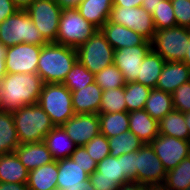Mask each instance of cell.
I'll list each match as a JSON object with an SVG mask.
<instances>
[{"label":"cell","mask_w":190,"mask_h":190,"mask_svg":"<svg viewBox=\"0 0 190 190\" xmlns=\"http://www.w3.org/2000/svg\"><path fill=\"white\" fill-rule=\"evenodd\" d=\"M42 86L37 73H6L0 81V109L13 111L38 103Z\"/></svg>","instance_id":"1"},{"label":"cell","mask_w":190,"mask_h":190,"mask_svg":"<svg viewBox=\"0 0 190 190\" xmlns=\"http://www.w3.org/2000/svg\"><path fill=\"white\" fill-rule=\"evenodd\" d=\"M76 61V48L56 42L46 43L41 47L37 74L43 83H63Z\"/></svg>","instance_id":"2"},{"label":"cell","mask_w":190,"mask_h":190,"mask_svg":"<svg viewBox=\"0 0 190 190\" xmlns=\"http://www.w3.org/2000/svg\"><path fill=\"white\" fill-rule=\"evenodd\" d=\"M20 144L44 142L55 127L49 115L36 103L12 111Z\"/></svg>","instance_id":"3"},{"label":"cell","mask_w":190,"mask_h":190,"mask_svg":"<svg viewBox=\"0 0 190 190\" xmlns=\"http://www.w3.org/2000/svg\"><path fill=\"white\" fill-rule=\"evenodd\" d=\"M21 43L39 46L48 43L25 10H18L0 23V44L10 47Z\"/></svg>","instance_id":"4"},{"label":"cell","mask_w":190,"mask_h":190,"mask_svg":"<svg viewBox=\"0 0 190 190\" xmlns=\"http://www.w3.org/2000/svg\"><path fill=\"white\" fill-rule=\"evenodd\" d=\"M38 104L55 126H62L75 114L71 91L62 83H43Z\"/></svg>","instance_id":"5"},{"label":"cell","mask_w":190,"mask_h":190,"mask_svg":"<svg viewBox=\"0 0 190 190\" xmlns=\"http://www.w3.org/2000/svg\"><path fill=\"white\" fill-rule=\"evenodd\" d=\"M114 51L100 30L76 48L77 60L94 75L114 63Z\"/></svg>","instance_id":"6"},{"label":"cell","mask_w":190,"mask_h":190,"mask_svg":"<svg viewBox=\"0 0 190 190\" xmlns=\"http://www.w3.org/2000/svg\"><path fill=\"white\" fill-rule=\"evenodd\" d=\"M97 30L77 9H65L61 12L56 43L78 48Z\"/></svg>","instance_id":"7"},{"label":"cell","mask_w":190,"mask_h":190,"mask_svg":"<svg viewBox=\"0 0 190 190\" xmlns=\"http://www.w3.org/2000/svg\"><path fill=\"white\" fill-rule=\"evenodd\" d=\"M189 43V28L175 26L155 30L151 47L165 62L183 61L187 44Z\"/></svg>","instance_id":"8"},{"label":"cell","mask_w":190,"mask_h":190,"mask_svg":"<svg viewBox=\"0 0 190 190\" xmlns=\"http://www.w3.org/2000/svg\"><path fill=\"white\" fill-rule=\"evenodd\" d=\"M34 25L48 42H56L62 9L54 0H35L25 9Z\"/></svg>","instance_id":"9"},{"label":"cell","mask_w":190,"mask_h":190,"mask_svg":"<svg viewBox=\"0 0 190 190\" xmlns=\"http://www.w3.org/2000/svg\"><path fill=\"white\" fill-rule=\"evenodd\" d=\"M108 21L134 30L147 41H151L154 37L152 14L142 7L113 6Z\"/></svg>","instance_id":"10"},{"label":"cell","mask_w":190,"mask_h":190,"mask_svg":"<svg viewBox=\"0 0 190 190\" xmlns=\"http://www.w3.org/2000/svg\"><path fill=\"white\" fill-rule=\"evenodd\" d=\"M136 168V182L148 186L164 184L167 171L150 144H143L136 151Z\"/></svg>","instance_id":"11"},{"label":"cell","mask_w":190,"mask_h":190,"mask_svg":"<svg viewBox=\"0 0 190 190\" xmlns=\"http://www.w3.org/2000/svg\"><path fill=\"white\" fill-rule=\"evenodd\" d=\"M41 47L28 43L6 47L5 65L7 73H37Z\"/></svg>","instance_id":"12"},{"label":"cell","mask_w":190,"mask_h":190,"mask_svg":"<svg viewBox=\"0 0 190 190\" xmlns=\"http://www.w3.org/2000/svg\"><path fill=\"white\" fill-rule=\"evenodd\" d=\"M149 144L166 171L172 170L190 155V140L159 134Z\"/></svg>","instance_id":"13"},{"label":"cell","mask_w":190,"mask_h":190,"mask_svg":"<svg viewBox=\"0 0 190 190\" xmlns=\"http://www.w3.org/2000/svg\"><path fill=\"white\" fill-rule=\"evenodd\" d=\"M62 127L77 147L84 146L100 133L99 116L96 113L74 114Z\"/></svg>","instance_id":"14"},{"label":"cell","mask_w":190,"mask_h":190,"mask_svg":"<svg viewBox=\"0 0 190 190\" xmlns=\"http://www.w3.org/2000/svg\"><path fill=\"white\" fill-rule=\"evenodd\" d=\"M151 49V45H137L114 51V64L121 71L126 83L137 80L141 64Z\"/></svg>","instance_id":"15"},{"label":"cell","mask_w":190,"mask_h":190,"mask_svg":"<svg viewBox=\"0 0 190 190\" xmlns=\"http://www.w3.org/2000/svg\"><path fill=\"white\" fill-rule=\"evenodd\" d=\"M57 164L58 190H95L89 180V174L70 157L58 160Z\"/></svg>","instance_id":"16"},{"label":"cell","mask_w":190,"mask_h":190,"mask_svg":"<svg viewBox=\"0 0 190 190\" xmlns=\"http://www.w3.org/2000/svg\"><path fill=\"white\" fill-rule=\"evenodd\" d=\"M99 30L115 50L137 45H151V41H147L134 30L122 25H116L109 21H107Z\"/></svg>","instance_id":"17"},{"label":"cell","mask_w":190,"mask_h":190,"mask_svg":"<svg viewBox=\"0 0 190 190\" xmlns=\"http://www.w3.org/2000/svg\"><path fill=\"white\" fill-rule=\"evenodd\" d=\"M188 81H190V67L182 61H169L164 63L156 88L172 94Z\"/></svg>","instance_id":"18"},{"label":"cell","mask_w":190,"mask_h":190,"mask_svg":"<svg viewBox=\"0 0 190 190\" xmlns=\"http://www.w3.org/2000/svg\"><path fill=\"white\" fill-rule=\"evenodd\" d=\"M103 90L96 82L85 88L71 91L72 106L75 114H98Z\"/></svg>","instance_id":"19"},{"label":"cell","mask_w":190,"mask_h":190,"mask_svg":"<svg viewBox=\"0 0 190 190\" xmlns=\"http://www.w3.org/2000/svg\"><path fill=\"white\" fill-rule=\"evenodd\" d=\"M14 152L28 171L54 161L44 142L20 144Z\"/></svg>","instance_id":"20"},{"label":"cell","mask_w":190,"mask_h":190,"mask_svg":"<svg viewBox=\"0 0 190 190\" xmlns=\"http://www.w3.org/2000/svg\"><path fill=\"white\" fill-rule=\"evenodd\" d=\"M129 130L144 144H149L159 135V122L153 119L144 109L128 112Z\"/></svg>","instance_id":"21"},{"label":"cell","mask_w":190,"mask_h":190,"mask_svg":"<svg viewBox=\"0 0 190 190\" xmlns=\"http://www.w3.org/2000/svg\"><path fill=\"white\" fill-rule=\"evenodd\" d=\"M112 7L113 0H82L77 11L99 30L108 21Z\"/></svg>","instance_id":"22"},{"label":"cell","mask_w":190,"mask_h":190,"mask_svg":"<svg viewBox=\"0 0 190 190\" xmlns=\"http://www.w3.org/2000/svg\"><path fill=\"white\" fill-rule=\"evenodd\" d=\"M44 143L55 161L70 157L77 147L62 126H55L45 136Z\"/></svg>","instance_id":"23"},{"label":"cell","mask_w":190,"mask_h":190,"mask_svg":"<svg viewBox=\"0 0 190 190\" xmlns=\"http://www.w3.org/2000/svg\"><path fill=\"white\" fill-rule=\"evenodd\" d=\"M28 174L15 152L0 155V182L27 184Z\"/></svg>","instance_id":"24"},{"label":"cell","mask_w":190,"mask_h":190,"mask_svg":"<svg viewBox=\"0 0 190 190\" xmlns=\"http://www.w3.org/2000/svg\"><path fill=\"white\" fill-rule=\"evenodd\" d=\"M58 164L52 161L29 171L27 186L29 190H54L57 189Z\"/></svg>","instance_id":"25"},{"label":"cell","mask_w":190,"mask_h":190,"mask_svg":"<svg viewBox=\"0 0 190 190\" xmlns=\"http://www.w3.org/2000/svg\"><path fill=\"white\" fill-rule=\"evenodd\" d=\"M165 60L154 50H150L145 56L137 80L151 89L156 88L158 77L160 76Z\"/></svg>","instance_id":"26"},{"label":"cell","mask_w":190,"mask_h":190,"mask_svg":"<svg viewBox=\"0 0 190 190\" xmlns=\"http://www.w3.org/2000/svg\"><path fill=\"white\" fill-rule=\"evenodd\" d=\"M19 145L12 111L0 109V155L14 152Z\"/></svg>","instance_id":"27"},{"label":"cell","mask_w":190,"mask_h":190,"mask_svg":"<svg viewBox=\"0 0 190 190\" xmlns=\"http://www.w3.org/2000/svg\"><path fill=\"white\" fill-rule=\"evenodd\" d=\"M159 134L182 140H190L184 113L173 109L159 121Z\"/></svg>","instance_id":"28"},{"label":"cell","mask_w":190,"mask_h":190,"mask_svg":"<svg viewBox=\"0 0 190 190\" xmlns=\"http://www.w3.org/2000/svg\"><path fill=\"white\" fill-rule=\"evenodd\" d=\"M172 94L157 88L150 91L144 110L158 122L173 110Z\"/></svg>","instance_id":"29"},{"label":"cell","mask_w":190,"mask_h":190,"mask_svg":"<svg viewBox=\"0 0 190 190\" xmlns=\"http://www.w3.org/2000/svg\"><path fill=\"white\" fill-rule=\"evenodd\" d=\"M100 133L110 138L129 130L128 112L98 114Z\"/></svg>","instance_id":"30"},{"label":"cell","mask_w":190,"mask_h":190,"mask_svg":"<svg viewBox=\"0 0 190 190\" xmlns=\"http://www.w3.org/2000/svg\"><path fill=\"white\" fill-rule=\"evenodd\" d=\"M108 144L110 148L109 155L119 157L124 153L138 151L144 143L133 132L128 130L122 134L108 138Z\"/></svg>","instance_id":"31"},{"label":"cell","mask_w":190,"mask_h":190,"mask_svg":"<svg viewBox=\"0 0 190 190\" xmlns=\"http://www.w3.org/2000/svg\"><path fill=\"white\" fill-rule=\"evenodd\" d=\"M164 185L170 190H190V155L167 171Z\"/></svg>","instance_id":"32"},{"label":"cell","mask_w":190,"mask_h":190,"mask_svg":"<svg viewBox=\"0 0 190 190\" xmlns=\"http://www.w3.org/2000/svg\"><path fill=\"white\" fill-rule=\"evenodd\" d=\"M152 89L138 82L124 85V97L127 111L143 110Z\"/></svg>","instance_id":"33"},{"label":"cell","mask_w":190,"mask_h":190,"mask_svg":"<svg viewBox=\"0 0 190 190\" xmlns=\"http://www.w3.org/2000/svg\"><path fill=\"white\" fill-rule=\"evenodd\" d=\"M98 178L114 179L119 185L130 182L123 174L122 155L107 156L97 163Z\"/></svg>","instance_id":"34"},{"label":"cell","mask_w":190,"mask_h":190,"mask_svg":"<svg viewBox=\"0 0 190 190\" xmlns=\"http://www.w3.org/2000/svg\"><path fill=\"white\" fill-rule=\"evenodd\" d=\"M128 112L124 97V87L108 89L102 92L98 114Z\"/></svg>","instance_id":"35"},{"label":"cell","mask_w":190,"mask_h":190,"mask_svg":"<svg viewBox=\"0 0 190 190\" xmlns=\"http://www.w3.org/2000/svg\"><path fill=\"white\" fill-rule=\"evenodd\" d=\"M95 82L94 74L87 70L78 60L66 75L64 84L70 91L80 90Z\"/></svg>","instance_id":"36"},{"label":"cell","mask_w":190,"mask_h":190,"mask_svg":"<svg viewBox=\"0 0 190 190\" xmlns=\"http://www.w3.org/2000/svg\"><path fill=\"white\" fill-rule=\"evenodd\" d=\"M94 79L103 91L124 87L126 83L121 71L114 63L95 74Z\"/></svg>","instance_id":"37"},{"label":"cell","mask_w":190,"mask_h":190,"mask_svg":"<svg viewBox=\"0 0 190 190\" xmlns=\"http://www.w3.org/2000/svg\"><path fill=\"white\" fill-rule=\"evenodd\" d=\"M155 30H162L177 26L171 0H162L152 13Z\"/></svg>","instance_id":"38"},{"label":"cell","mask_w":190,"mask_h":190,"mask_svg":"<svg viewBox=\"0 0 190 190\" xmlns=\"http://www.w3.org/2000/svg\"><path fill=\"white\" fill-rule=\"evenodd\" d=\"M85 149L93 160L99 163L101 160L109 156L110 148L108 138L99 133L84 145Z\"/></svg>","instance_id":"39"},{"label":"cell","mask_w":190,"mask_h":190,"mask_svg":"<svg viewBox=\"0 0 190 190\" xmlns=\"http://www.w3.org/2000/svg\"><path fill=\"white\" fill-rule=\"evenodd\" d=\"M173 108L182 113L190 112V81L179 86L172 93Z\"/></svg>","instance_id":"40"},{"label":"cell","mask_w":190,"mask_h":190,"mask_svg":"<svg viewBox=\"0 0 190 190\" xmlns=\"http://www.w3.org/2000/svg\"><path fill=\"white\" fill-rule=\"evenodd\" d=\"M70 158L91 175L97 168V162L91 158L84 146L76 147Z\"/></svg>","instance_id":"41"},{"label":"cell","mask_w":190,"mask_h":190,"mask_svg":"<svg viewBox=\"0 0 190 190\" xmlns=\"http://www.w3.org/2000/svg\"><path fill=\"white\" fill-rule=\"evenodd\" d=\"M177 26L190 29V0H171Z\"/></svg>","instance_id":"42"},{"label":"cell","mask_w":190,"mask_h":190,"mask_svg":"<svg viewBox=\"0 0 190 190\" xmlns=\"http://www.w3.org/2000/svg\"><path fill=\"white\" fill-rule=\"evenodd\" d=\"M123 174L129 181L136 182L137 168H136V151L124 153L122 155Z\"/></svg>","instance_id":"43"},{"label":"cell","mask_w":190,"mask_h":190,"mask_svg":"<svg viewBox=\"0 0 190 190\" xmlns=\"http://www.w3.org/2000/svg\"><path fill=\"white\" fill-rule=\"evenodd\" d=\"M89 180L95 190H117L120 186L114 179L98 178L96 170L89 175Z\"/></svg>","instance_id":"44"},{"label":"cell","mask_w":190,"mask_h":190,"mask_svg":"<svg viewBox=\"0 0 190 190\" xmlns=\"http://www.w3.org/2000/svg\"><path fill=\"white\" fill-rule=\"evenodd\" d=\"M18 10L19 9L15 6L13 0H0V23Z\"/></svg>","instance_id":"45"},{"label":"cell","mask_w":190,"mask_h":190,"mask_svg":"<svg viewBox=\"0 0 190 190\" xmlns=\"http://www.w3.org/2000/svg\"><path fill=\"white\" fill-rule=\"evenodd\" d=\"M117 190H150V186L143 183L130 181L120 185Z\"/></svg>","instance_id":"46"},{"label":"cell","mask_w":190,"mask_h":190,"mask_svg":"<svg viewBox=\"0 0 190 190\" xmlns=\"http://www.w3.org/2000/svg\"><path fill=\"white\" fill-rule=\"evenodd\" d=\"M62 9H77L82 0H54Z\"/></svg>","instance_id":"47"},{"label":"cell","mask_w":190,"mask_h":190,"mask_svg":"<svg viewBox=\"0 0 190 190\" xmlns=\"http://www.w3.org/2000/svg\"><path fill=\"white\" fill-rule=\"evenodd\" d=\"M0 190H29L27 184L0 182Z\"/></svg>","instance_id":"48"},{"label":"cell","mask_w":190,"mask_h":190,"mask_svg":"<svg viewBox=\"0 0 190 190\" xmlns=\"http://www.w3.org/2000/svg\"><path fill=\"white\" fill-rule=\"evenodd\" d=\"M143 0H113V6L141 7Z\"/></svg>","instance_id":"49"},{"label":"cell","mask_w":190,"mask_h":190,"mask_svg":"<svg viewBox=\"0 0 190 190\" xmlns=\"http://www.w3.org/2000/svg\"><path fill=\"white\" fill-rule=\"evenodd\" d=\"M5 54H6V47L3 44H0V81L7 73L5 65Z\"/></svg>","instance_id":"50"},{"label":"cell","mask_w":190,"mask_h":190,"mask_svg":"<svg viewBox=\"0 0 190 190\" xmlns=\"http://www.w3.org/2000/svg\"><path fill=\"white\" fill-rule=\"evenodd\" d=\"M161 1L162 0H143L141 7L152 14L154 9L159 6Z\"/></svg>","instance_id":"51"},{"label":"cell","mask_w":190,"mask_h":190,"mask_svg":"<svg viewBox=\"0 0 190 190\" xmlns=\"http://www.w3.org/2000/svg\"><path fill=\"white\" fill-rule=\"evenodd\" d=\"M35 0H13L15 6L19 10H25L28 8Z\"/></svg>","instance_id":"52"},{"label":"cell","mask_w":190,"mask_h":190,"mask_svg":"<svg viewBox=\"0 0 190 190\" xmlns=\"http://www.w3.org/2000/svg\"><path fill=\"white\" fill-rule=\"evenodd\" d=\"M182 62L190 67V29H189V43L187 44L185 56Z\"/></svg>","instance_id":"53"},{"label":"cell","mask_w":190,"mask_h":190,"mask_svg":"<svg viewBox=\"0 0 190 190\" xmlns=\"http://www.w3.org/2000/svg\"><path fill=\"white\" fill-rule=\"evenodd\" d=\"M150 190H170V189L167 188L164 184H162V185L150 186Z\"/></svg>","instance_id":"54"},{"label":"cell","mask_w":190,"mask_h":190,"mask_svg":"<svg viewBox=\"0 0 190 190\" xmlns=\"http://www.w3.org/2000/svg\"><path fill=\"white\" fill-rule=\"evenodd\" d=\"M185 117V123L189 129V134H190V112L184 113Z\"/></svg>","instance_id":"55"}]
</instances>
